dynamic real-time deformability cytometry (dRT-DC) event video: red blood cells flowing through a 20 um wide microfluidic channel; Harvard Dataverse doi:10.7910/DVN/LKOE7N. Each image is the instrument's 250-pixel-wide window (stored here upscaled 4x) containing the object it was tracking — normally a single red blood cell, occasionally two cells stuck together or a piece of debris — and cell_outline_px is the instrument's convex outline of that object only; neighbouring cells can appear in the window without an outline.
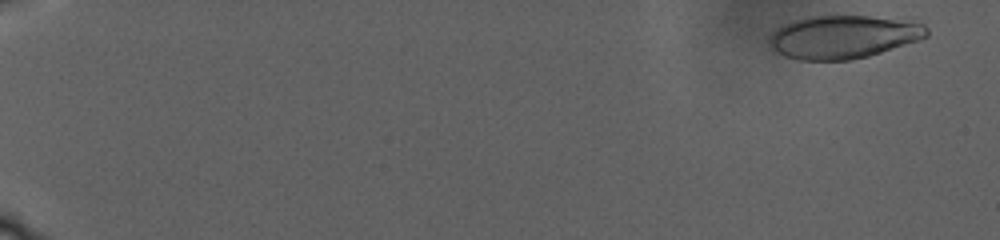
{"species": "human", "species_latin": "Homo sapiens", "temperature_condition": "warm", "stored_images_in_passage": 70, "camera_frame_rate_fps": 3000, "um_per_image_px": 0.085, "donor": {"sex": "male"}, "frame": {"image": 1, "passage_image": 11, "time_ms": 1.667, "image_size_px": [1000, 240], "cell_outline_px": [[928, 36], [868, 56], [848, 60], [800, 60], [788, 56], [772, 48], [768, 40], [772, 32], [784, 24], [796, 20], [812, 16], [868, 16], [924, 24], [928, 28]], "centroid_in_image_um": [71.65, 3.14], "position_along_channel_um": 13.4, "area_um2": 38.67}}
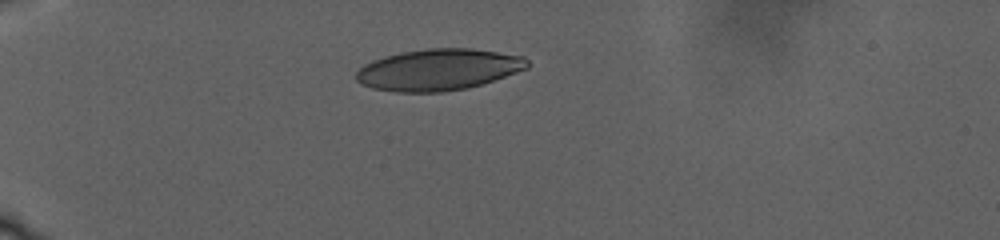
{"frame": {"image": 2, "passage_image": 59, "time_ms": 11.0, "image_size_px": [1000, 240], "cell_outline_px": [[528, 68], [468, 88], [444, 92], [396, 92], [372, 88], [360, 84], [356, 80], [356, 72], [364, 64], [372, 60], [384, 56], [400, 52], [428, 48], [468, 48], [524, 56], [528, 60]], "centroid_in_image_um": [37.22, 5.92], "position_along_channel_um": 47.8, "area_um2": 41.27}}